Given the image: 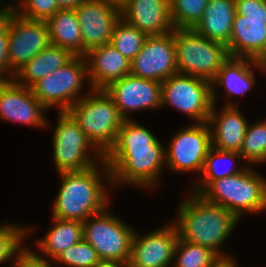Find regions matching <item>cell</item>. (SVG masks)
<instances>
[{"mask_svg": "<svg viewBox=\"0 0 266 267\" xmlns=\"http://www.w3.org/2000/svg\"><path fill=\"white\" fill-rule=\"evenodd\" d=\"M188 199V200H187ZM178 210L175 225L180 240L207 247L221 258L220 251L240 219L228 209L207 202L201 195L190 192Z\"/></svg>", "mask_w": 266, "mask_h": 267, "instance_id": "obj_1", "label": "cell"}, {"mask_svg": "<svg viewBox=\"0 0 266 267\" xmlns=\"http://www.w3.org/2000/svg\"><path fill=\"white\" fill-rule=\"evenodd\" d=\"M101 164L104 176L96 165L82 171L58 173L62 182L53 204V218L84 222L108 208L107 186L101 178L111 182V173L105 160Z\"/></svg>", "mask_w": 266, "mask_h": 267, "instance_id": "obj_2", "label": "cell"}, {"mask_svg": "<svg viewBox=\"0 0 266 267\" xmlns=\"http://www.w3.org/2000/svg\"><path fill=\"white\" fill-rule=\"evenodd\" d=\"M92 92V93H91ZM88 96L67 111L89 138L94 148L105 158L114 148L124 118L104 90H90Z\"/></svg>", "mask_w": 266, "mask_h": 267, "instance_id": "obj_3", "label": "cell"}, {"mask_svg": "<svg viewBox=\"0 0 266 267\" xmlns=\"http://www.w3.org/2000/svg\"><path fill=\"white\" fill-rule=\"evenodd\" d=\"M248 168V169H247ZM213 181L200 195L209 203L234 213L239 219L244 213L266 209V179L251 167Z\"/></svg>", "mask_w": 266, "mask_h": 267, "instance_id": "obj_4", "label": "cell"}, {"mask_svg": "<svg viewBox=\"0 0 266 267\" xmlns=\"http://www.w3.org/2000/svg\"><path fill=\"white\" fill-rule=\"evenodd\" d=\"M157 139L150 147L113 148L104 158L111 182L151 188L159 181L165 164V148ZM115 183V184H114Z\"/></svg>", "mask_w": 266, "mask_h": 267, "instance_id": "obj_5", "label": "cell"}, {"mask_svg": "<svg viewBox=\"0 0 266 267\" xmlns=\"http://www.w3.org/2000/svg\"><path fill=\"white\" fill-rule=\"evenodd\" d=\"M177 71L212 81L230 57L227 46L207 39L194 29H174Z\"/></svg>", "mask_w": 266, "mask_h": 267, "instance_id": "obj_6", "label": "cell"}, {"mask_svg": "<svg viewBox=\"0 0 266 267\" xmlns=\"http://www.w3.org/2000/svg\"><path fill=\"white\" fill-rule=\"evenodd\" d=\"M229 56L261 61L266 56V0H235Z\"/></svg>", "mask_w": 266, "mask_h": 267, "instance_id": "obj_7", "label": "cell"}, {"mask_svg": "<svg viewBox=\"0 0 266 267\" xmlns=\"http://www.w3.org/2000/svg\"><path fill=\"white\" fill-rule=\"evenodd\" d=\"M85 76L88 78L85 56H74L64 66L40 79L31 89L46 109L56 106L59 112H67L82 98L79 93L87 79Z\"/></svg>", "mask_w": 266, "mask_h": 267, "instance_id": "obj_8", "label": "cell"}, {"mask_svg": "<svg viewBox=\"0 0 266 267\" xmlns=\"http://www.w3.org/2000/svg\"><path fill=\"white\" fill-rule=\"evenodd\" d=\"M107 209L82 222L83 239L96 250L100 260L127 265L135 232Z\"/></svg>", "mask_w": 266, "mask_h": 267, "instance_id": "obj_9", "label": "cell"}, {"mask_svg": "<svg viewBox=\"0 0 266 267\" xmlns=\"http://www.w3.org/2000/svg\"><path fill=\"white\" fill-rule=\"evenodd\" d=\"M57 122L53 135V159L58 173L86 170L97 165L95 160L104 161L68 112H59ZM89 148L96 154L95 158H92Z\"/></svg>", "mask_w": 266, "mask_h": 267, "instance_id": "obj_10", "label": "cell"}, {"mask_svg": "<svg viewBox=\"0 0 266 267\" xmlns=\"http://www.w3.org/2000/svg\"><path fill=\"white\" fill-rule=\"evenodd\" d=\"M174 106L196 123L208 122L213 107L211 82L176 73L162 82L161 107Z\"/></svg>", "mask_w": 266, "mask_h": 267, "instance_id": "obj_11", "label": "cell"}, {"mask_svg": "<svg viewBox=\"0 0 266 267\" xmlns=\"http://www.w3.org/2000/svg\"><path fill=\"white\" fill-rule=\"evenodd\" d=\"M165 149L167 169L175 172H202L205 158L212 147L211 129L208 122L182 127Z\"/></svg>", "mask_w": 266, "mask_h": 267, "instance_id": "obj_12", "label": "cell"}, {"mask_svg": "<svg viewBox=\"0 0 266 267\" xmlns=\"http://www.w3.org/2000/svg\"><path fill=\"white\" fill-rule=\"evenodd\" d=\"M83 41V56L111 41L115 24L121 18V5L112 0H85L75 9Z\"/></svg>", "mask_w": 266, "mask_h": 267, "instance_id": "obj_13", "label": "cell"}, {"mask_svg": "<svg viewBox=\"0 0 266 267\" xmlns=\"http://www.w3.org/2000/svg\"><path fill=\"white\" fill-rule=\"evenodd\" d=\"M8 37L9 70L13 74L51 45L46 21L25 19L16 13L9 22Z\"/></svg>", "mask_w": 266, "mask_h": 267, "instance_id": "obj_14", "label": "cell"}, {"mask_svg": "<svg viewBox=\"0 0 266 267\" xmlns=\"http://www.w3.org/2000/svg\"><path fill=\"white\" fill-rule=\"evenodd\" d=\"M176 73L174 30L164 35L147 36L141 51L131 61L130 74L162 83Z\"/></svg>", "mask_w": 266, "mask_h": 267, "instance_id": "obj_15", "label": "cell"}, {"mask_svg": "<svg viewBox=\"0 0 266 267\" xmlns=\"http://www.w3.org/2000/svg\"><path fill=\"white\" fill-rule=\"evenodd\" d=\"M103 90L115 103L125 120L131 119L129 112L161 107L162 83L158 81L129 74L112 82Z\"/></svg>", "mask_w": 266, "mask_h": 267, "instance_id": "obj_16", "label": "cell"}, {"mask_svg": "<svg viewBox=\"0 0 266 267\" xmlns=\"http://www.w3.org/2000/svg\"><path fill=\"white\" fill-rule=\"evenodd\" d=\"M178 240V232L173 223L143 237L135 232L130 258L126 266L169 267L174 261Z\"/></svg>", "mask_w": 266, "mask_h": 267, "instance_id": "obj_17", "label": "cell"}, {"mask_svg": "<svg viewBox=\"0 0 266 267\" xmlns=\"http://www.w3.org/2000/svg\"><path fill=\"white\" fill-rule=\"evenodd\" d=\"M47 110L34 96L31 88L17 84L13 79L0 81V118L35 127H46Z\"/></svg>", "mask_w": 266, "mask_h": 267, "instance_id": "obj_18", "label": "cell"}, {"mask_svg": "<svg viewBox=\"0 0 266 267\" xmlns=\"http://www.w3.org/2000/svg\"><path fill=\"white\" fill-rule=\"evenodd\" d=\"M121 18L147 36L164 35L174 30L170 0H124Z\"/></svg>", "mask_w": 266, "mask_h": 267, "instance_id": "obj_19", "label": "cell"}, {"mask_svg": "<svg viewBox=\"0 0 266 267\" xmlns=\"http://www.w3.org/2000/svg\"><path fill=\"white\" fill-rule=\"evenodd\" d=\"M90 89L103 90L130 74L131 61L111 43L93 48L85 55Z\"/></svg>", "mask_w": 266, "mask_h": 267, "instance_id": "obj_20", "label": "cell"}, {"mask_svg": "<svg viewBox=\"0 0 266 267\" xmlns=\"http://www.w3.org/2000/svg\"><path fill=\"white\" fill-rule=\"evenodd\" d=\"M215 106L213 104L208 120L212 147L221 151L239 152L249 123L233 103L224 105L221 113H217Z\"/></svg>", "mask_w": 266, "mask_h": 267, "instance_id": "obj_21", "label": "cell"}, {"mask_svg": "<svg viewBox=\"0 0 266 267\" xmlns=\"http://www.w3.org/2000/svg\"><path fill=\"white\" fill-rule=\"evenodd\" d=\"M255 65L257 68L263 69L261 61L240 58V57H229L222 65L220 70L217 72L215 78L211 81L212 85V100L213 104H216V92L215 85L224 86V90L228 91L227 96L235 94H244L251 89L256 79L251 71V65Z\"/></svg>", "mask_w": 266, "mask_h": 267, "instance_id": "obj_22", "label": "cell"}, {"mask_svg": "<svg viewBox=\"0 0 266 267\" xmlns=\"http://www.w3.org/2000/svg\"><path fill=\"white\" fill-rule=\"evenodd\" d=\"M236 14L235 0H209L194 30L207 39L229 44Z\"/></svg>", "mask_w": 266, "mask_h": 267, "instance_id": "obj_23", "label": "cell"}, {"mask_svg": "<svg viewBox=\"0 0 266 267\" xmlns=\"http://www.w3.org/2000/svg\"><path fill=\"white\" fill-rule=\"evenodd\" d=\"M74 55L67 49L50 45L28 61L13 77V80L31 88L40 79L68 63Z\"/></svg>", "mask_w": 266, "mask_h": 267, "instance_id": "obj_24", "label": "cell"}, {"mask_svg": "<svg viewBox=\"0 0 266 267\" xmlns=\"http://www.w3.org/2000/svg\"><path fill=\"white\" fill-rule=\"evenodd\" d=\"M46 22L51 45L67 49L74 56H83L81 27L75 10L59 9Z\"/></svg>", "mask_w": 266, "mask_h": 267, "instance_id": "obj_25", "label": "cell"}, {"mask_svg": "<svg viewBox=\"0 0 266 267\" xmlns=\"http://www.w3.org/2000/svg\"><path fill=\"white\" fill-rule=\"evenodd\" d=\"M52 219V229H49L44 238L36 241V246L44 255L55 259L62 251L83 239V224L77 220Z\"/></svg>", "mask_w": 266, "mask_h": 267, "instance_id": "obj_26", "label": "cell"}, {"mask_svg": "<svg viewBox=\"0 0 266 267\" xmlns=\"http://www.w3.org/2000/svg\"><path fill=\"white\" fill-rule=\"evenodd\" d=\"M235 159L240 160L243 158L237 151H221L211 147L207 153L203 170L201 172V175L203 174L202 177H200L202 180L201 182L199 181L198 184L195 185V189H192L191 192L200 195L213 181L234 174H239L244 171L246 169L245 167L241 169H236L233 165L232 167L229 166L230 168H224V170L218 167L220 166L219 162H221L222 160H231L232 162H234Z\"/></svg>", "mask_w": 266, "mask_h": 267, "instance_id": "obj_27", "label": "cell"}, {"mask_svg": "<svg viewBox=\"0 0 266 267\" xmlns=\"http://www.w3.org/2000/svg\"><path fill=\"white\" fill-rule=\"evenodd\" d=\"M147 35L123 18H120L113 29L110 43L124 57L132 61L141 51Z\"/></svg>", "mask_w": 266, "mask_h": 267, "instance_id": "obj_28", "label": "cell"}, {"mask_svg": "<svg viewBox=\"0 0 266 267\" xmlns=\"http://www.w3.org/2000/svg\"><path fill=\"white\" fill-rule=\"evenodd\" d=\"M173 263L174 267H213L221 257L211 249L178 240Z\"/></svg>", "mask_w": 266, "mask_h": 267, "instance_id": "obj_29", "label": "cell"}, {"mask_svg": "<svg viewBox=\"0 0 266 267\" xmlns=\"http://www.w3.org/2000/svg\"><path fill=\"white\" fill-rule=\"evenodd\" d=\"M209 0H170L174 29H194L201 21Z\"/></svg>", "mask_w": 266, "mask_h": 267, "instance_id": "obj_30", "label": "cell"}, {"mask_svg": "<svg viewBox=\"0 0 266 267\" xmlns=\"http://www.w3.org/2000/svg\"><path fill=\"white\" fill-rule=\"evenodd\" d=\"M246 162H266V121L248 125L246 135L238 152Z\"/></svg>", "mask_w": 266, "mask_h": 267, "instance_id": "obj_31", "label": "cell"}, {"mask_svg": "<svg viewBox=\"0 0 266 267\" xmlns=\"http://www.w3.org/2000/svg\"><path fill=\"white\" fill-rule=\"evenodd\" d=\"M157 140L149 129L132 119L124 120L119 129L114 148L150 147Z\"/></svg>", "mask_w": 266, "mask_h": 267, "instance_id": "obj_32", "label": "cell"}, {"mask_svg": "<svg viewBox=\"0 0 266 267\" xmlns=\"http://www.w3.org/2000/svg\"><path fill=\"white\" fill-rule=\"evenodd\" d=\"M99 260L96 250L84 239L62 251L54 259L68 267H92Z\"/></svg>", "mask_w": 266, "mask_h": 267, "instance_id": "obj_33", "label": "cell"}, {"mask_svg": "<svg viewBox=\"0 0 266 267\" xmlns=\"http://www.w3.org/2000/svg\"><path fill=\"white\" fill-rule=\"evenodd\" d=\"M29 228L0 224V264L10 257H17L18 253L25 247L22 245L24 238L28 232L32 231Z\"/></svg>", "mask_w": 266, "mask_h": 267, "instance_id": "obj_34", "label": "cell"}, {"mask_svg": "<svg viewBox=\"0 0 266 267\" xmlns=\"http://www.w3.org/2000/svg\"><path fill=\"white\" fill-rule=\"evenodd\" d=\"M14 6L17 15L38 21H47L59 10L57 0H22Z\"/></svg>", "mask_w": 266, "mask_h": 267, "instance_id": "obj_35", "label": "cell"}, {"mask_svg": "<svg viewBox=\"0 0 266 267\" xmlns=\"http://www.w3.org/2000/svg\"><path fill=\"white\" fill-rule=\"evenodd\" d=\"M36 254V252L31 251L30 248L24 247L17 255L15 259H13L14 267H53L48 262V258L46 259Z\"/></svg>", "mask_w": 266, "mask_h": 267, "instance_id": "obj_36", "label": "cell"}, {"mask_svg": "<svg viewBox=\"0 0 266 267\" xmlns=\"http://www.w3.org/2000/svg\"><path fill=\"white\" fill-rule=\"evenodd\" d=\"M8 42L9 37L7 29L3 34H0V81L12 80L14 77V74L9 70Z\"/></svg>", "mask_w": 266, "mask_h": 267, "instance_id": "obj_37", "label": "cell"}, {"mask_svg": "<svg viewBox=\"0 0 266 267\" xmlns=\"http://www.w3.org/2000/svg\"><path fill=\"white\" fill-rule=\"evenodd\" d=\"M85 0H57L59 9H75L81 2Z\"/></svg>", "mask_w": 266, "mask_h": 267, "instance_id": "obj_38", "label": "cell"}, {"mask_svg": "<svg viewBox=\"0 0 266 267\" xmlns=\"http://www.w3.org/2000/svg\"><path fill=\"white\" fill-rule=\"evenodd\" d=\"M92 267H127L126 264L113 260H99Z\"/></svg>", "mask_w": 266, "mask_h": 267, "instance_id": "obj_39", "label": "cell"}, {"mask_svg": "<svg viewBox=\"0 0 266 267\" xmlns=\"http://www.w3.org/2000/svg\"><path fill=\"white\" fill-rule=\"evenodd\" d=\"M235 259L231 257L221 258L213 267H238Z\"/></svg>", "mask_w": 266, "mask_h": 267, "instance_id": "obj_40", "label": "cell"}, {"mask_svg": "<svg viewBox=\"0 0 266 267\" xmlns=\"http://www.w3.org/2000/svg\"><path fill=\"white\" fill-rule=\"evenodd\" d=\"M261 64L263 66V70L266 71V56L261 60Z\"/></svg>", "mask_w": 266, "mask_h": 267, "instance_id": "obj_41", "label": "cell"}, {"mask_svg": "<svg viewBox=\"0 0 266 267\" xmlns=\"http://www.w3.org/2000/svg\"><path fill=\"white\" fill-rule=\"evenodd\" d=\"M112 1H114L117 4H121L124 0H112Z\"/></svg>", "mask_w": 266, "mask_h": 267, "instance_id": "obj_42", "label": "cell"}]
</instances>
